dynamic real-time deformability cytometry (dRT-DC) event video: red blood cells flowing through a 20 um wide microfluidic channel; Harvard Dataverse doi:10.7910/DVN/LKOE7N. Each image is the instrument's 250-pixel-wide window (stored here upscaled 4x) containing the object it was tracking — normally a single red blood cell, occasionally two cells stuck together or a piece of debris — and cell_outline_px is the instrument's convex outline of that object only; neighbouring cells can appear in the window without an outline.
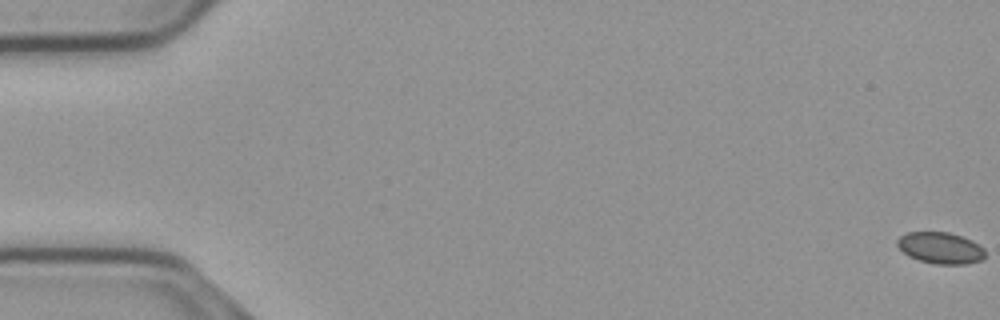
{"species": "common noctule bat (a hibernating species)", "species_latin": "Nyctalus noctula", "temperature_condition": "cold", "stored_images_in_passage": 57, "camera_frame_rate_fps": 3000, "um_per_image_px": 0.085, "animal": {"sex": "male", "body_mass_g": 23.1, "forearm_length_mm": 52.7}, "frame": {"image": 1, "passage_image": 1, "time_ms": 0.0, "image_size_px": [1000, 320], "cell_outline_px": [[984, 256], [980, 260], [964, 264], [932, 264], [908, 256], [896, 244], [896, 240], [900, 236], [908, 232], [948, 232], [972, 240], [984, 248]], "centroid_in_image_um": [79.92, 21.07], "position_along_channel_um": 5.1, "area_um2": 16.01}}
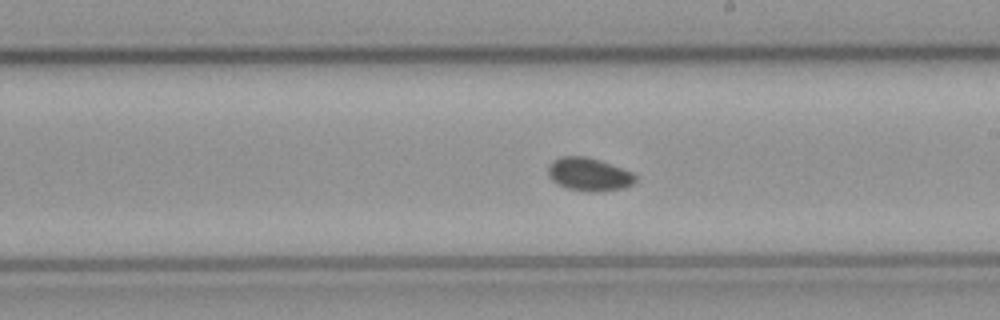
{"frame": {"image": 2, "passage_image": 33, "time_ms": 10.667, "image_size_px": [1000, 320], "cell_outline_px": [[636, 180], [632, 184], [624, 188], [600, 192], [584, 192], [568, 188], [556, 184], [548, 176], [548, 168], [552, 160], [560, 156], [584, 156], [600, 160], [632, 172], [636, 176]], "centroid_in_image_um": [50.04, 14.83], "position_along_channel_um": 239.0, "area_um2": 17.05}}
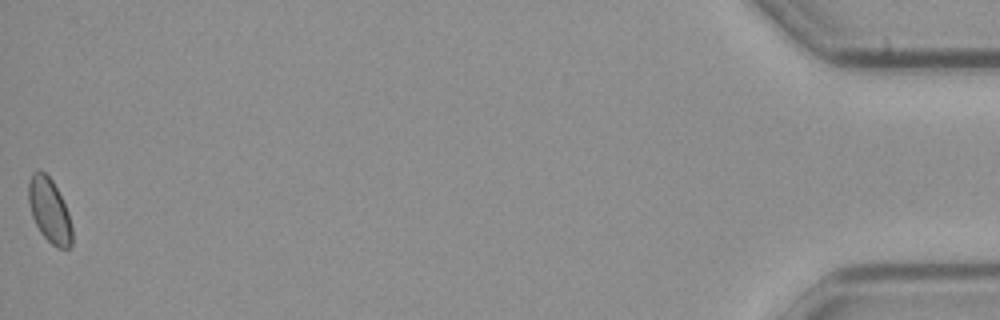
{"frame": {"image": 3, "passage_image": 57, "time_ms": 18.667, "image_size_px": [1000, 320], "cell_outline_px": [[72, 244], [68, 248], [56, 248], [40, 232], [32, 216], [28, 204], [28, 184], [32, 172], [44, 172], [52, 180], [68, 212], [72, 228]], "centroid_in_image_um": [4.19, 17.91], "position_along_channel_um": 431.0, "area_um2": 16.13}}